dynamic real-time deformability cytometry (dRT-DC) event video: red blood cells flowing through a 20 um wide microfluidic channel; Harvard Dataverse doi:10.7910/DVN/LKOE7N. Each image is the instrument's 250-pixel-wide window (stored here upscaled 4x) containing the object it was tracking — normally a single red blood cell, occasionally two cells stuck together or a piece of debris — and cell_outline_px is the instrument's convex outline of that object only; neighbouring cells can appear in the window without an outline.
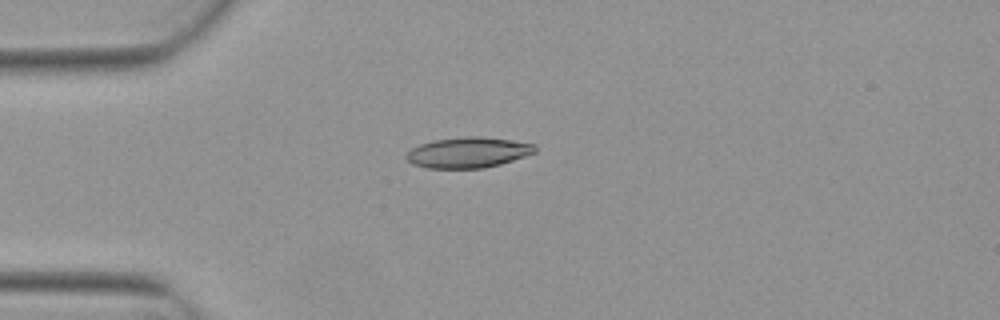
{"species": "Egyptian fruit bat (a non-hibernating species)", "species_latin": "Rousettus aegyptiacus", "temperature_condition": "warm", "stored_images_in_passage": 4, "camera_frame_rate_fps": 3000, "um_per_image_px": 0.085, "animal": {"sex": "female"}, "frame": {"image": 1, "passage_image": 2, "time_ms": 0.333, "image_size_px": [1000, 320], "cell_outline_px": [[536, 152], [500, 164], [484, 168], [428, 168], [412, 164], [404, 156], [412, 148], [420, 144], [432, 140], [468, 136], [480, 136], [512, 140], [536, 144]], "centroid_in_image_um": [39.78, 12.95], "position_along_channel_um": 45.2, "area_um2": 22.95}}
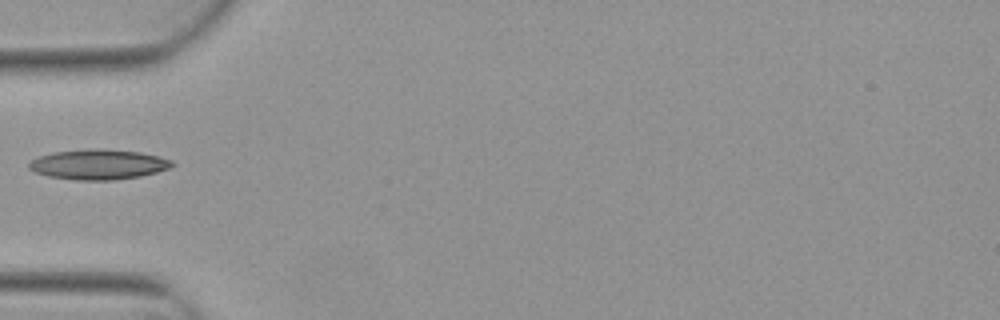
{"frame": {"image": 2, "passage_image": 3, "time_ms": 0.667, "image_size_px": [1000, 320], "cell_outline_px": [[176, 164], [168, 168], [156, 172], [140, 176], [112, 180], [76, 180], [48, 176], [36, 172], [28, 168], [28, 164], [32, 160], [40, 156], [52, 152], [92, 148], [100, 148], [140, 152], [160, 156], [172, 160]], "centroid_in_image_um": [8.38, 13.96], "position_along_channel_um": 76.6, "area_um2": 25.14}}
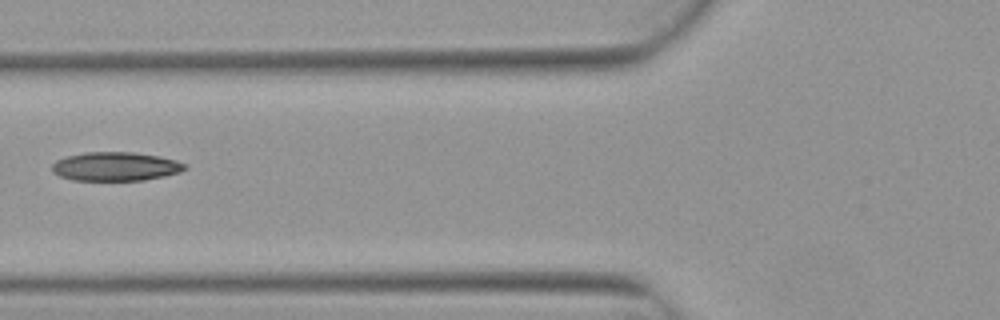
{"frame": {"image": 3, "passage_image": 4, "time_ms": 1.0, "image_size_px": [1000, 320], "cell_outline_px": [[188, 168], [180, 172], [164, 176], [144, 180], [72, 180], [60, 176], [52, 172], [52, 164], [56, 160], [68, 156], [84, 152], [132, 152], [160, 156], [176, 160], [188, 164]], "centroid_in_image_um": [9.85, 14.15], "position_along_channel_um": 116.0, "area_um2": 22.43}}